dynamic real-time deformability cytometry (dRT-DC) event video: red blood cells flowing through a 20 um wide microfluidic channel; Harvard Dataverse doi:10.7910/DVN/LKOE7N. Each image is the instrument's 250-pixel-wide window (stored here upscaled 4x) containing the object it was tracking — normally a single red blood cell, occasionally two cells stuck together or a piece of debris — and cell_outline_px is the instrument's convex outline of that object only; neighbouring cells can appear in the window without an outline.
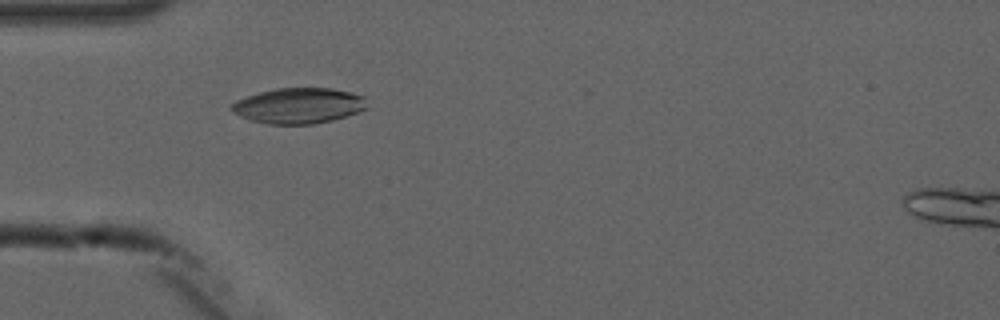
{"species": "common noctule bat (a hibernating species)", "species_latin": "Nyctalus noctula", "temperature_condition": "cold", "stored_images_in_passage": 3, "camera_frame_rate_fps": 3000, "um_per_image_px": 0.085, "animal": {"sex": "male", "forearm_length_mm": 52.5}, "frame": {"image": 1, "passage_image": 2, "time_ms": 1.333, "image_size_px": [1000, 320], "cell_outline_px": [[368, 108], [332, 120], [312, 124], [268, 124], [252, 120], [240, 116], [232, 112], [228, 108], [236, 100], [260, 92], [276, 88], [332, 88], [352, 92], [364, 96]], "centroid_in_image_um": [25.38, 8.97], "position_along_channel_um": 59.6, "area_um2": 28.03}}
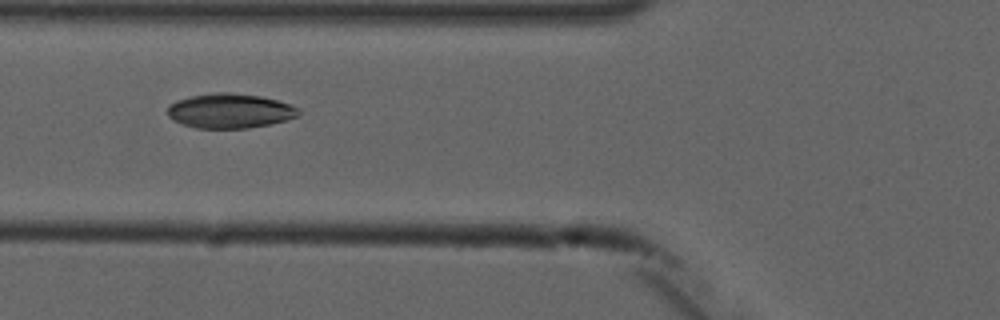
{"frame": {"image": 2, "passage_image": 3, "time_ms": 2.667, "image_size_px": [1000, 320], "cell_outline_px": [[300, 112], [296, 116], [288, 120], [248, 128], [196, 128], [180, 124], [172, 120], [168, 116], [168, 104], [176, 100], [192, 96], [220, 92], [228, 92], [260, 96], [292, 104], [300, 108]], "centroid_in_image_um": [19.53, 9.43], "position_along_channel_um": 106.3, "area_um2": 26.53}}